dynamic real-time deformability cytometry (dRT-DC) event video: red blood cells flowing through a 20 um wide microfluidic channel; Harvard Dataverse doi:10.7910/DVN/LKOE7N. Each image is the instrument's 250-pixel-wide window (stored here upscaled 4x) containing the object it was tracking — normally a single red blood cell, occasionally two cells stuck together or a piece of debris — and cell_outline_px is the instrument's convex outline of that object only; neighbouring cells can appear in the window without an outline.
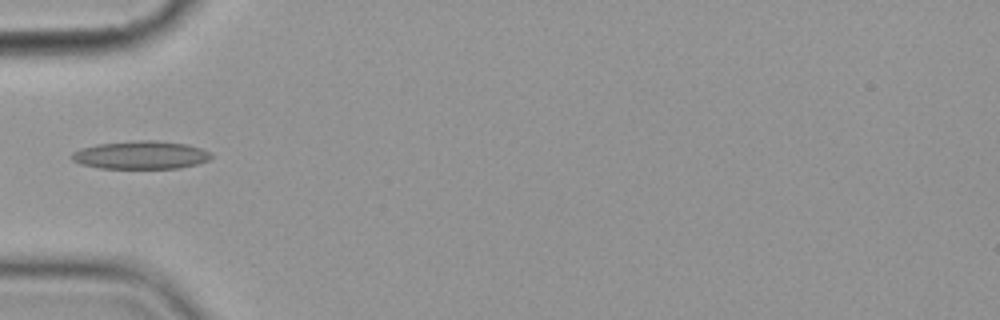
{"species": "common noctule bat (a hibernating species)", "species_latin": "Nyctalus noctula", "temperature_condition": "cold", "stored_images_in_passage": 7, "camera_frame_rate_fps": 3000, "um_per_image_px": 0.085, "animal": {"sex": "female", "body_mass_g": 19.9}, "frame": {"image": 1, "passage_image": 6, "time_ms": 6.0, "image_size_px": [1000, 320], "cell_outline_px": [[212, 156], [208, 160], [200, 164], [180, 168], [100, 168], [80, 164], [72, 160], [72, 152], [80, 148], [96, 144], [140, 140], [156, 140], [188, 144], [212, 152]], "centroid_in_image_um": [11.99, 13.17], "position_along_channel_um": 73.0, "area_um2": 23.0}}
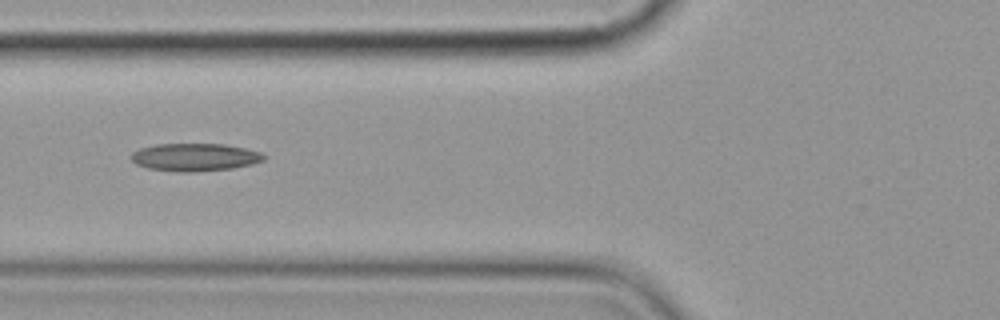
{"frame": {"image": 2, "passage_image": 7, "time_ms": 7.0, "image_size_px": [1000, 320], "cell_outline_px": [[264, 160], [252, 164], [232, 168], [192, 172], [180, 172], [148, 168], [136, 164], [132, 160], [132, 152], [140, 148], [156, 144], [224, 144], [244, 148], [260, 152], [264, 156]], "centroid_in_image_um": [16.54, 13.36], "position_along_channel_um": 109.3, "area_um2": 21.27}}